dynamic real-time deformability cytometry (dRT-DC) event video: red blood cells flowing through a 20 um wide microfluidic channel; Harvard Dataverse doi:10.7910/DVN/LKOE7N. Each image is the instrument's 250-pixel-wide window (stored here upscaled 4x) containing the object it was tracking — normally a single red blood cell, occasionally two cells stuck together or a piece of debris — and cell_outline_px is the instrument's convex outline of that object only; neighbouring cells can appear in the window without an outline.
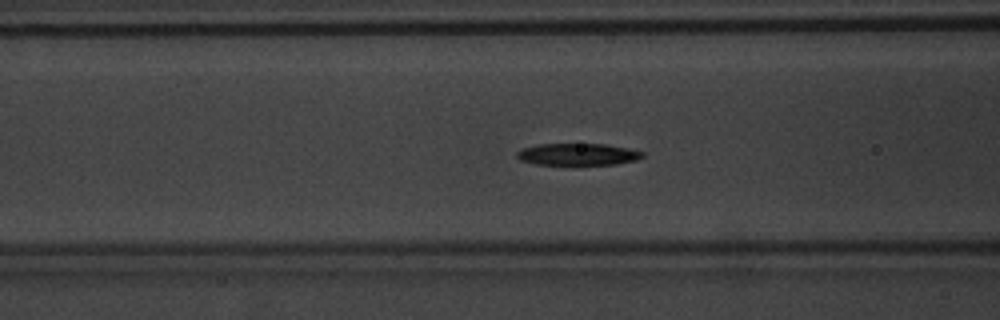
{"species": "common noctule bat (a hibernating species)", "species_latin": "Nyctalus noctula", "temperature_condition": "warm", "stored_images_in_passage": 38, "camera_frame_rate_fps": 3000, "um_per_image_px": 0.085, "animal": {"sex": "male", "body_mass_g": 20.1, "forearm_length_mm": 53.5}, "frame": {"image": 1, "passage_image": 5, "time_ms": 1.333, "image_size_px": [1000, 320], "cell_outline_px": [[644, 156], [636, 160], [616, 164], [576, 168], [536, 164], [520, 160], [516, 156], [516, 152], [520, 148], [540, 144], [604, 144], [628, 148], [644, 152]], "centroid_in_image_um": [49.08, 13.17], "position_along_channel_um": 117.5, "area_um2": 17.11}}
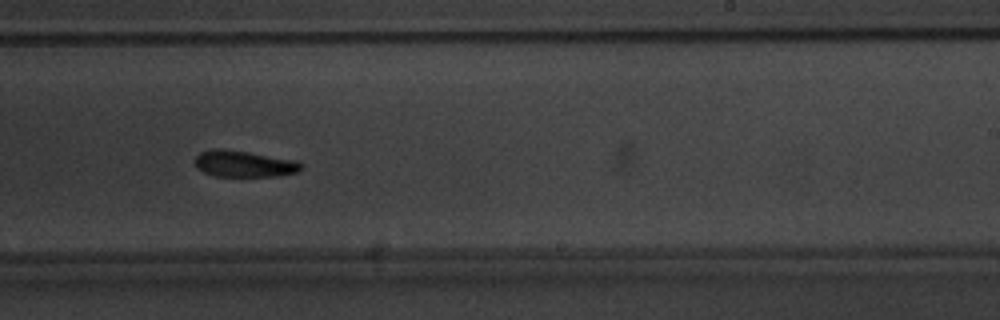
{"frame": {"image": 2, "passage_image": 17, "time_ms": 5.333, "image_size_px": [1000, 320], "cell_outline_px": [[304, 168], [300, 172], [276, 176], [216, 176], [204, 172], [196, 168], [192, 160], [200, 152], [212, 148], [220, 148], [248, 152], [296, 160], [304, 164]], "centroid_in_image_um": [20.74, 13.92], "position_along_channel_um": 268.3, "area_um2": 16.65}}
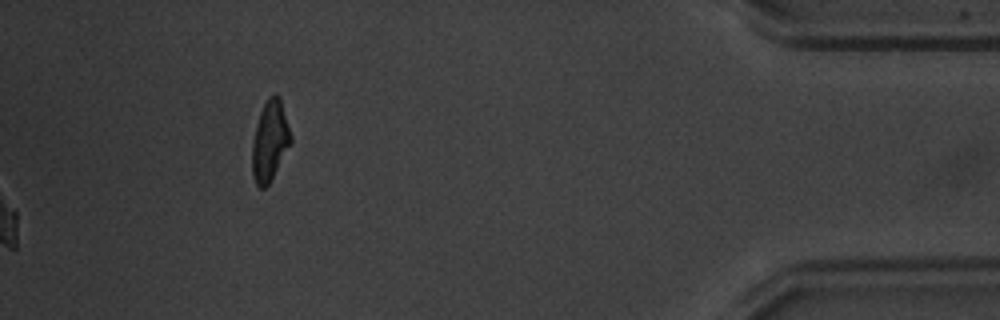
{"frame": {"image": 3, "passage_image": 38, "time_ms": 12.333, "image_size_px": [1000, 320], "cell_outline_px": [[292, 140], [268, 184], [264, 188], [260, 188], [256, 184], [252, 176], [252, 144], [256, 124], [260, 112], [268, 96], [276, 92], [280, 96], [292, 136]], "centroid_in_image_um": [22.93, 11.92], "position_along_channel_um": 412.3, "area_um2": 17.98}, "authors_computed_cell_mechanics": {"area_um2": 16.8776, "velocity_mm_per_s": 3.772, "shape_relaxation_time_tau1_ms": 2.9349, "shape_relaxation_time_tau2_ms": 3.0739, "deformation_change_tau1": 0.1359, "deformation_change_tau2": 0.0858}}